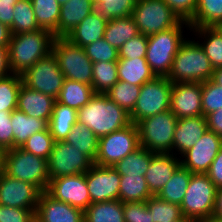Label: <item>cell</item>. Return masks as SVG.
Instances as JSON below:
<instances>
[{"instance_id": "cell-1", "label": "cell", "mask_w": 222, "mask_h": 222, "mask_svg": "<svg viewBox=\"0 0 222 222\" xmlns=\"http://www.w3.org/2000/svg\"><path fill=\"white\" fill-rule=\"evenodd\" d=\"M77 122L87 126L98 138L130 125V114L106 94H94L77 111Z\"/></svg>"}, {"instance_id": "cell-2", "label": "cell", "mask_w": 222, "mask_h": 222, "mask_svg": "<svg viewBox=\"0 0 222 222\" xmlns=\"http://www.w3.org/2000/svg\"><path fill=\"white\" fill-rule=\"evenodd\" d=\"M54 38V35L45 29L12 35L7 48L11 73L21 75L52 52Z\"/></svg>"}, {"instance_id": "cell-3", "label": "cell", "mask_w": 222, "mask_h": 222, "mask_svg": "<svg viewBox=\"0 0 222 222\" xmlns=\"http://www.w3.org/2000/svg\"><path fill=\"white\" fill-rule=\"evenodd\" d=\"M214 68L204 50L195 40H185L174 56L166 77L171 83H202L212 78Z\"/></svg>"}, {"instance_id": "cell-4", "label": "cell", "mask_w": 222, "mask_h": 222, "mask_svg": "<svg viewBox=\"0 0 222 222\" xmlns=\"http://www.w3.org/2000/svg\"><path fill=\"white\" fill-rule=\"evenodd\" d=\"M184 25L191 28L187 21L182 20L175 27L148 36L145 59L155 76H168L174 56L185 41L182 35Z\"/></svg>"}, {"instance_id": "cell-5", "label": "cell", "mask_w": 222, "mask_h": 222, "mask_svg": "<svg viewBox=\"0 0 222 222\" xmlns=\"http://www.w3.org/2000/svg\"><path fill=\"white\" fill-rule=\"evenodd\" d=\"M3 172L21 181L37 186L46 192L50 184L47 159L18 148L4 152Z\"/></svg>"}, {"instance_id": "cell-6", "label": "cell", "mask_w": 222, "mask_h": 222, "mask_svg": "<svg viewBox=\"0 0 222 222\" xmlns=\"http://www.w3.org/2000/svg\"><path fill=\"white\" fill-rule=\"evenodd\" d=\"M178 118L167 110L141 120L138 124L139 144L153 153H172Z\"/></svg>"}, {"instance_id": "cell-7", "label": "cell", "mask_w": 222, "mask_h": 222, "mask_svg": "<svg viewBox=\"0 0 222 222\" xmlns=\"http://www.w3.org/2000/svg\"><path fill=\"white\" fill-rule=\"evenodd\" d=\"M52 52L65 79L92 86L93 62L86 55L84 47L76 46L66 38H54Z\"/></svg>"}, {"instance_id": "cell-8", "label": "cell", "mask_w": 222, "mask_h": 222, "mask_svg": "<svg viewBox=\"0 0 222 222\" xmlns=\"http://www.w3.org/2000/svg\"><path fill=\"white\" fill-rule=\"evenodd\" d=\"M217 189L207 174L192 173L180 205L184 218L192 221L212 217Z\"/></svg>"}, {"instance_id": "cell-9", "label": "cell", "mask_w": 222, "mask_h": 222, "mask_svg": "<svg viewBox=\"0 0 222 222\" xmlns=\"http://www.w3.org/2000/svg\"><path fill=\"white\" fill-rule=\"evenodd\" d=\"M172 85L166 77H155L141 86L134 109L129 113L131 122L141 120L170 110Z\"/></svg>"}, {"instance_id": "cell-10", "label": "cell", "mask_w": 222, "mask_h": 222, "mask_svg": "<svg viewBox=\"0 0 222 222\" xmlns=\"http://www.w3.org/2000/svg\"><path fill=\"white\" fill-rule=\"evenodd\" d=\"M132 16L139 33L146 36L175 27L182 21L163 0H136Z\"/></svg>"}, {"instance_id": "cell-11", "label": "cell", "mask_w": 222, "mask_h": 222, "mask_svg": "<svg viewBox=\"0 0 222 222\" xmlns=\"http://www.w3.org/2000/svg\"><path fill=\"white\" fill-rule=\"evenodd\" d=\"M139 146L138 127L131 123L123 129L99 138L98 152L94 164L114 167Z\"/></svg>"}, {"instance_id": "cell-12", "label": "cell", "mask_w": 222, "mask_h": 222, "mask_svg": "<svg viewBox=\"0 0 222 222\" xmlns=\"http://www.w3.org/2000/svg\"><path fill=\"white\" fill-rule=\"evenodd\" d=\"M21 78L27 88L50 95L54 99L58 97L65 80L53 52L38 60L21 74Z\"/></svg>"}, {"instance_id": "cell-13", "label": "cell", "mask_w": 222, "mask_h": 222, "mask_svg": "<svg viewBox=\"0 0 222 222\" xmlns=\"http://www.w3.org/2000/svg\"><path fill=\"white\" fill-rule=\"evenodd\" d=\"M47 163L50 180L61 176L87 173L94 165L88 156L65 141L54 142Z\"/></svg>"}, {"instance_id": "cell-14", "label": "cell", "mask_w": 222, "mask_h": 222, "mask_svg": "<svg viewBox=\"0 0 222 222\" xmlns=\"http://www.w3.org/2000/svg\"><path fill=\"white\" fill-rule=\"evenodd\" d=\"M55 200L85 211L91 204L86 173L61 176L50 180L46 191Z\"/></svg>"}, {"instance_id": "cell-15", "label": "cell", "mask_w": 222, "mask_h": 222, "mask_svg": "<svg viewBox=\"0 0 222 222\" xmlns=\"http://www.w3.org/2000/svg\"><path fill=\"white\" fill-rule=\"evenodd\" d=\"M221 149L222 138L207 129L196 144L182 155L181 165L192 173L206 174Z\"/></svg>"}, {"instance_id": "cell-16", "label": "cell", "mask_w": 222, "mask_h": 222, "mask_svg": "<svg viewBox=\"0 0 222 222\" xmlns=\"http://www.w3.org/2000/svg\"><path fill=\"white\" fill-rule=\"evenodd\" d=\"M42 191L35 185L0 174V205L37 209Z\"/></svg>"}, {"instance_id": "cell-17", "label": "cell", "mask_w": 222, "mask_h": 222, "mask_svg": "<svg viewBox=\"0 0 222 222\" xmlns=\"http://www.w3.org/2000/svg\"><path fill=\"white\" fill-rule=\"evenodd\" d=\"M120 179L114 167L94 164L86 173L91 203L119 200Z\"/></svg>"}, {"instance_id": "cell-18", "label": "cell", "mask_w": 222, "mask_h": 222, "mask_svg": "<svg viewBox=\"0 0 222 222\" xmlns=\"http://www.w3.org/2000/svg\"><path fill=\"white\" fill-rule=\"evenodd\" d=\"M170 110L178 119L202 115V83H173Z\"/></svg>"}, {"instance_id": "cell-19", "label": "cell", "mask_w": 222, "mask_h": 222, "mask_svg": "<svg viewBox=\"0 0 222 222\" xmlns=\"http://www.w3.org/2000/svg\"><path fill=\"white\" fill-rule=\"evenodd\" d=\"M35 217L41 222H84V211L42 192Z\"/></svg>"}, {"instance_id": "cell-20", "label": "cell", "mask_w": 222, "mask_h": 222, "mask_svg": "<svg viewBox=\"0 0 222 222\" xmlns=\"http://www.w3.org/2000/svg\"><path fill=\"white\" fill-rule=\"evenodd\" d=\"M180 165L181 160L176 157L175 153H156L151 158L149 168L144 177L153 196L158 195Z\"/></svg>"}, {"instance_id": "cell-21", "label": "cell", "mask_w": 222, "mask_h": 222, "mask_svg": "<svg viewBox=\"0 0 222 222\" xmlns=\"http://www.w3.org/2000/svg\"><path fill=\"white\" fill-rule=\"evenodd\" d=\"M207 129V120L203 115L178 119L173 137V153L175 149L179 152L177 154L182 156L196 144Z\"/></svg>"}, {"instance_id": "cell-22", "label": "cell", "mask_w": 222, "mask_h": 222, "mask_svg": "<svg viewBox=\"0 0 222 222\" xmlns=\"http://www.w3.org/2000/svg\"><path fill=\"white\" fill-rule=\"evenodd\" d=\"M55 100L50 95L31 90L22 84L18 93L17 109L27 116L49 122Z\"/></svg>"}, {"instance_id": "cell-23", "label": "cell", "mask_w": 222, "mask_h": 222, "mask_svg": "<svg viewBox=\"0 0 222 222\" xmlns=\"http://www.w3.org/2000/svg\"><path fill=\"white\" fill-rule=\"evenodd\" d=\"M95 10L92 0H68L61 5L56 38H65Z\"/></svg>"}, {"instance_id": "cell-24", "label": "cell", "mask_w": 222, "mask_h": 222, "mask_svg": "<svg viewBox=\"0 0 222 222\" xmlns=\"http://www.w3.org/2000/svg\"><path fill=\"white\" fill-rule=\"evenodd\" d=\"M106 24L107 21L94 10L65 38L76 46L85 47L103 38Z\"/></svg>"}, {"instance_id": "cell-25", "label": "cell", "mask_w": 222, "mask_h": 222, "mask_svg": "<svg viewBox=\"0 0 222 222\" xmlns=\"http://www.w3.org/2000/svg\"><path fill=\"white\" fill-rule=\"evenodd\" d=\"M117 71L119 81L137 86H142L156 77L145 58H119Z\"/></svg>"}, {"instance_id": "cell-26", "label": "cell", "mask_w": 222, "mask_h": 222, "mask_svg": "<svg viewBox=\"0 0 222 222\" xmlns=\"http://www.w3.org/2000/svg\"><path fill=\"white\" fill-rule=\"evenodd\" d=\"M11 122L13 128V148L21 147L30 136L48 128L46 120L27 116L18 109L12 111Z\"/></svg>"}, {"instance_id": "cell-27", "label": "cell", "mask_w": 222, "mask_h": 222, "mask_svg": "<svg viewBox=\"0 0 222 222\" xmlns=\"http://www.w3.org/2000/svg\"><path fill=\"white\" fill-rule=\"evenodd\" d=\"M77 123V110L55 100L48 129L55 142L65 141Z\"/></svg>"}, {"instance_id": "cell-28", "label": "cell", "mask_w": 222, "mask_h": 222, "mask_svg": "<svg viewBox=\"0 0 222 222\" xmlns=\"http://www.w3.org/2000/svg\"><path fill=\"white\" fill-rule=\"evenodd\" d=\"M138 34V27L130 15L107 21L103 38L119 50L124 43Z\"/></svg>"}, {"instance_id": "cell-29", "label": "cell", "mask_w": 222, "mask_h": 222, "mask_svg": "<svg viewBox=\"0 0 222 222\" xmlns=\"http://www.w3.org/2000/svg\"><path fill=\"white\" fill-rule=\"evenodd\" d=\"M94 94L92 86L65 79L56 101L78 111L90 101Z\"/></svg>"}, {"instance_id": "cell-30", "label": "cell", "mask_w": 222, "mask_h": 222, "mask_svg": "<svg viewBox=\"0 0 222 222\" xmlns=\"http://www.w3.org/2000/svg\"><path fill=\"white\" fill-rule=\"evenodd\" d=\"M84 222H125L120 200L91 203L84 211Z\"/></svg>"}, {"instance_id": "cell-31", "label": "cell", "mask_w": 222, "mask_h": 222, "mask_svg": "<svg viewBox=\"0 0 222 222\" xmlns=\"http://www.w3.org/2000/svg\"><path fill=\"white\" fill-rule=\"evenodd\" d=\"M153 153L142 146L120 160L114 168L121 176H145L149 168Z\"/></svg>"}, {"instance_id": "cell-32", "label": "cell", "mask_w": 222, "mask_h": 222, "mask_svg": "<svg viewBox=\"0 0 222 222\" xmlns=\"http://www.w3.org/2000/svg\"><path fill=\"white\" fill-rule=\"evenodd\" d=\"M65 142L95 162L99 138L87 126L77 122L67 135Z\"/></svg>"}, {"instance_id": "cell-33", "label": "cell", "mask_w": 222, "mask_h": 222, "mask_svg": "<svg viewBox=\"0 0 222 222\" xmlns=\"http://www.w3.org/2000/svg\"><path fill=\"white\" fill-rule=\"evenodd\" d=\"M191 28L216 27L222 24V0H197Z\"/></svg>"}, {"instance_id": "cell-34", "label": "cell", "mask_w": 222, "mask_h": 222, "mask_svg": "<svg viewBox=\"0 0 222 222\" xmlns=\"http://www.w3.org/2000/svg\"><path fill=\"white\" fill-rule=\"evenodd\" d=\"M191 176L192 172L180 165L157 196L164 201L180 206L184 199Z\"/></svg>"}, {"instance_id": "cell-35", "label": "cell", "mask_w": 222, "mask_h": 222, "mask_svg": "<svg viewBox=\"0 0 222 222\" xmlns=\"http://www.w3.org/2000/svg\"><path fill=\"white\" fill-rule=\"evenodd\" d=\"M189 30L196 32L199 38H205L203 43L197 42L209 58L213 68L222 67V33L216 27H197Z\"/></svg>"}, {"instance_id": "cell-36", "label": "cell", "mask_w": 222, "mask_h": 222, "mask_svg": "<svg viewBox=\"0 0 222 222\" xmlns=\"http://www.w3.org/2000/svg\"><path fill=\"white\" fill-rule=\"evenodd\" d=\"M152 196L144 176H121L119 200L122 203L146 202Z\"/></svg>"}, {"instance_id": "cell-37", "label": "cell", "mask_w": 222, "mask_h": 222, "mask_svg": "<svg viewBox=\"0 0 222 222\" xmlns=\"http://www.w3.org/2000/svg\"><path fill=\"white\" fill-rule=\"evenodd\" d=\"M31 3L40 29L50 31L56 38L61 5L57 0H31Z\"/></svg>"}, {"instance_id": "cell-38", "label": "cell", "mask_w": 222, "mask_h": 222, "mask_svg": "<svg viewBox=\"0 0 222 222\" xmlns=\"http://www.w3.org/2000/svg\"><path fill=\"white\" fill-rule=\"evenodd\" d=\"M118 81L117 61L93 63L92 88L95 94H106Z\"/></svg>"}, {"instance_id": "cell-39", "label": "cell", "mask_w": 222, "mask_h": 222, "mask_svg": "<svg viewBox=\"0 0 222 222\" xmlns=\"http://www.w3.org/2000/svg\"><path fill=\"white\" fill-rule=\"evenodd\" d=\"M14 16L10 30L12 35L39 30L31 0H18L14 5Z\"/></svg>"}, {"instance_id": "cell-40", "label": "cell", "mask_w": 222, "mask_h": 222, "mask_svg": "<svg viewBox=\"0 0 222 222\" xmlns=\"http://www.w3.org/2000/svg\"><path fill=\"white\" fill-rule=\"evenodd\" d=\"M153 222L190 221L184 218L179 205L152 196L146 201Z\"/></svg>"}, {"instance_id": "cell-41", "label": "cell", "mask_w": 222, "mask_h": 222, "mask_svg": "<svg viewBox=\"0 0 222 222\" xmlns=\"http://www.w3.org/2000/svg\"><path fill=\"white\" fill-rule=\"evenodd\" d=\"M22 84L21 75L18 74L0 78V112L17 109L18 93Z\"/></svg>"}, {"instance_id": "cell-42", "label": "cell", "mask_w": 222, "mask_h": 222, "mask_svg": "<svg viewBox=\"0 0 222 222\" xmlns=\"http://www.w3.org/2000/svg\"><path fill=\"white\" fill-rule=\"evenodd\" d=\"M140 89L141 86L129 84L124 81H118L106 93V95L116 104L130 113L134 109L136 101L139 97Z\"/></svg>"}, {"instance_id": "cell-43", "label": "cell", "mask_w": 222, "mask_h": 222, "mask_svg": "<svg viewBox=\"0 0 222 222\" xmlns=\"http://www.w3.org/2000/svg\"><path fill=\"white\" fill-rule=\"evenodd\" d=\"M136 0H102L96 12L106 21L132 15Z\"/></svg>"}, {"instance_id": "cell-44", "label": "cell", "mask_w": 222, "mask_h": 222, "mask_svg": "<svg viewBox=\"0 0 222 222\" xmlns=\"http://www.w3.org/2000/svg\"><path fill=\"white\" fill-rule=\"evenodd\" d=\"M54 142L55 141L47 128L44 131L37 132L30 136L20 148L35 156L48 160Z\"/></svg>"}, {"instance_id": "cell-45", "label": "cell", "mask_w": 222, "mask_h": 222, "mask_svg": "<svg viewBox=\"0 0 222 222\" xmlns=\"http://www.w3.org/2000/svg\"><path fill=\"white\" fill-rule=\"evenodd\" d=\"M222 108V87L211 79L202 82V115L217 111Z\"/></svg>"}, {"instance_id": "cell-46", "label": "cell", "mask_w": 222, "mask_h": 222, "mask_svg": "<svg viewBox=\"0 0 222 222\" xmlns=\"http://www.w3.org/2000/svg\"><path fill=\"white\" fill-rule=\"evenodd\" d=\"M86 55L95 62L118 61V50L110 45L104 38L90 43L84 47Z\"/></svg>"}, {"instance_id": "cell-47", "label": "cell", "mask_w": 222, "mask_h": 222, "mask_svg": "<svg viewBox=\"0 0 222 222\" xmlns=\"http://www.w3.org/2000/svg\"><path fill=\"white\" fill-rule=\"evenodd\" d=\"M148 36L138 34L118 50V57L125 59L145 58L147 52Z\"/></svg>"}, {"instance_id": "cell-48", "label": "cell", "mask_w": 222, "mask_h": 222, "mask_svg": "<svg viewBox=\"0 0 222 222\" xmlns=\"http://www.w3.org/2000/svg\"><path fill=\"white\" fill-rule=\"evenodd\" d=\"M125 222H153L146 202L123 203Z\"/></svg>"}, {"instance_id": "cell-49", "label": "cell", "mask_w": 222, "mask_h": 222, "mask_svg": "<svg viewBox=\"0 0 222 222\" xmlns=\"http://www.w3.org/2000/svg\"><path fill=\"white\" fill-rule=\"evenodd\" d=\"M36 209L0 206V222H32Z\"/></svg>"}, {"instance_id": "cell-50", "label": "cell", "mask_w": 222, "mask_h": 222, "mask_svg": "<svg viewBox=\"0 0 222 222\" xmlns=\"http://www.w3.org/2000/svg\"><path fill=\"white\" fill-rule=\"evenodd\" d=\"M184 21L189 22L195 14L197 0H163Z\"/></svg>"}, {"instance_id": "cell-51", "label": "cell", "mask_w": 222, "mask_h": 222, "mask_svg": "<svg viewBox=\"0 0 222 222\" xmlns=\"http://www.w3.org/2000/svg\"><path fill=\"white\" fill-rule=\"evenodd\" d=\"M11 113L12 112L9 111L0 112V148H2L4 151L13 148Z\"/></svg>"}, {"instance_id": "cell-52", "label": "cell", "mask_w": 222, "mask_h": 222, "mask_svg": "<svg viewBox=\"0 0 222 222\" xmlns=\"http://www.w3.org/2000/svg\"><path fill=\"white\" fill-rule=\"evenodd\" d=\"M206 174L217 188H222V149L218 152Z\"/></svg>"}, {"instance_id": "cell-53", "label": "cell", "mask_w": 222, "mask_h": 222, "mask_svg": "<svg viewBox=\"0 0 222 222\" xmlns=\"http://www.w3.org/2000/svg\"><path fill=\"white\" fill-rule=\"evenodd\" d=\"M208 130L222 138V108L206 116Z\"/></svg>"}, {"instance_id": "cell-54", "label": "cell", "mask_w": 222, "mask_h": 222, "mask_svg": "<svg viewBox=\"0 0 222 222\" xmlns=\"http://www.w3.org/2000/svg\"><path fill=\"white\" fill-rule=\"evenodd\" d=\"M14 6L11 4L0 3V23H3L7 26L12 25L13 16H14Z\"/></svg>"}, {"instance_id": "cell-55", "label": "cell", "mask_w": 222, "mask_h": 222, "mask_svg": "<svg viewBox=\"0 0 222 222\" xmlns=\"http://www.w3.org/2000/svg\"><path fill=\"white\" fill-rule=\"evenodd\" d=\"M11 73L9 68L8 49L0 47V78L9 76Z\"/></svg>"}, {"instance_id": "cell-56", "label": "cell", "mask_w": 222, "mask_h": 222, "mask_svg": "<svg viewBox=\"0 0 222 222\" xmlns=\"http://www.w3.org/2000/svg\"><path fill=\"white\" fill-rule=\"evenodd\" d=\"M212 217L222 221V188H218L216 191Z\"/></svg>"}, {"instance_id": "cell-57", "label": "cell", "mask_w": 222, "mask_h": 222, "mask_svg": "<svg viewBox=\"0 0 222 222\" xmlns=\"http://www.w3.org/2000/svg\"><path fill=\"white\" fill-rule=\"evenodd\" d=\"M11 37L12 33L10 27L3 23H0V47L8 48Z\"/></svg>"}, {"instance_id": "cell-58", "label": "cell", "mask_w": 222, "mask_h": 222, "mask_svg": "<svg viewBox=\"0 0 222 222\" xmlns=\"http://www.w3.org/2000/svg\"><path fill=\"white\" fill-rule=\"evenodd\" d=\"M211 80L222 87V67L214 69Z\"/></svg>"}, {"instance_id": "cell-59", "label": "cell", "mask_w": 222, "mask_h": 222, "mask_svg": "<svg viewBox=\"0 0 222 222\" xmlns=\"http://www.w3.org/2000/svg\"><path fill=\"white\" fill-rule=\"evenodd\" d=\"M191 222H222V221L215 219L213 217H208V218L195 219L192 220Z\"/></svg>"}, {"instance_id": "cell-60", "label": "cell", "mask_w": 222, "mask_h": 222, "mask_svg": "<svg viewBox=\"0 0 222 222\" xmlns=\"http://www.w3.org/2000/svg\"><path fill=\"white\" fill-rule=\"evenodd\" d=\"M4 150L0 148V174L3 172V165H4Z\"/></svg>"}, {"instance_id": "cell-61", "label": "cell", "mask_w": 222, "mask_h": 222, "mask_svg": "<svg viewBox=\"0 0 222 222\" xmlns=\"http://www.w3.org/2000/svg\"><path fill=\"white\" fill-rule=\"evenodd\" d=\"M18 0H0V3L15 5Z\"/></svg>"}, {"instance_id": "cell-62", "label": "cell", "mask_w": 222, "mask_h": 222, "mask_svg": "<svg viewBox=\"0 0 222 222\" xmlns=\"http://www.w3.org/2000/svg\"><path fill=\"white\" fill-rule=\"evenodd\" d=\"M94 6H100L102 4V0H92Z\"/></svg>"}, {"instance_id": "cell-63", "label": "cell", "mask_w": 222, "mask_h": 222, "mask_svg": "<svg viewBox=\"0 0 222 222\" xmlns=\"http://www.w3.org/2000/svg\"><path fill=\"white\" fill-rule=\"evenodd\" d=\"M60 5L67 3L68 0H57Z\"/></svg>"}, {"instance_id": "cell-64", "label": "cell", "mask_w": 222, "mask_h": 222, "mask_svg": "<svg viewBox=\"0 0 222 222\" xmlns=\"http://www.w3.org/2000/svg\"><path fill=\"white\" fill-rule=\"evenodd\" d=\"M216 28L222 33V24L221 25H218L216 26Z\"/></svg>"}, {"instance_id": "cell-65", "label": "cell", "mask_w": 222, "mask_h": 222, "mask_svg": "<svg viewBox=\"0 0 222 222\" xmlns=\"http://www.w3.org/2000/svg\"><path fill=\"white\" fill-rule=\"evenodd\" d=\"M32 222H41L40 220H38L36 217L32 220Z\"/></svg>"}, {"instance_id": "cell-66", "label": "cell", "mask_w": 222, "mask_h": 222, "mask_svg": "<svg viewBox=\"0 0 222 222\" xmlns=\"http://www.w3.org/2000/svg\"><path fill=\"white\" fill-rule=\"evenodd\" d=\"M173 222H191V221H173Z\"/></svg>"}]
</instances>
